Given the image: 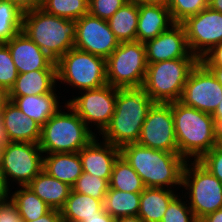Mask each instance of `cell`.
Returning a JSON list of instances; mask_svg holds the SVG:
<instances>
[{
    "mask_svg": "<svg viewBox=\"0 0 222 222\" xmlns=\"http://www.w3.org/2000/svg\"><path fill=\"white\" fill-rule=\"evenodd\" d=\"M199 222H222V208L203 217Z\"/></svg>",
    "mask_w": 222,
    "mask_h": 222,
    "instance_id": "46",
    "label": "cell"
},
{
    "mask_svg": "<svg viewBox=\"0 0 222 222\" xmlns=\"http://www.w3.org/2000/svg\"><path fill=\"white\" fill-rule=\"evenodd\" d=\"M13 188H9L5 182L4 175L0 170V202L10 198V193Z\"/></svg>",
    "mask_w": 222,
    "mask_h": 222,
    "instance_id": "43",
    "label": "cell"
},
{
    "mask_svg": "<svg viewBox=\"0 0 222 222\" xmlns=\"http://www.w3.org/2000/svg\"><path fill=\"white\" fill-rule=\"evenodd\" d=\"M138 4H162L168 5L169 0H132Z\"/></svg>",
    "mask_w": 222,
    "mask_h": 222,
    "instance_id": "50",
    "label": "cell"
},
{
    "mask_svg": "<svg viewBox=\"0 0 222 222\" xmlns=\"http://www.w3.org/2000/svg\"><path fill=\"white\" fill-rule=\"evenodd\" d=\"M9 92L0 87V115L2 114L6 104L9 102Z\"/></svg>",
    "mask_w": 222,
    "mask_h": 222,
    "instance_id": "47",
    "label": "cell"
},
{
    "mask_svg": "<svg viewBox=\"0 0 222 222\" xmlns=\"http://www.w3.org/2000/svg\"><path fill=\"white\" fill-rule=\"evenodd\" d=\"M52 209L61 210L72 187L42 170L28 185Z\"/></svg>",
    "mask_w": 222,
    "mask_h": 222,
    "instance_id": "24",
    "label": "cell"
},
{
    "mask_svg": "<svg viewBox=\"0 0 222 222\" xmlns=\"http://www.w3.org/2000/svg\"><path fill=\"white\" fill-rule=\"evenodd\" d=\"M22 31L57 62L74 47L76 20L51 15L39 7L23 13Z\"/></svg>",
    "mask_w": 222,
    "mask_h": 222,
    "instance_id": "4",
    "label": "cell"
},
{
    "mask_svg": "<svg viewBox=\"0 0 222 222\" xmlns=\"http://www.w3.org/2000/svg\"><path fill=\"white\" fill-rule=\"evenodd\" d=\"M141 193L123 192L109 188L104 199V210L113 218L138 215Z\"/></svg>",
    "mask_w": 222,
    "mask_h": 222,
    "instance_id": "29",
    "label": "cell"
},
{
    "mask_svg": "<svg viewBox=\"0 0 222 222\" xmlns=\"http://www.w3.org/2000/svg\"><path fill=\"white\" fill-rule=\"evenodd\" d=\"M41 128L39 146L43 154L75 153L89 144L97 135L65 102Z\"/></svg>",
    "mask_w": 222,
    "mask_h": 222,
    "instance_id": "5",
    "label": "cell"
},
{
    "mask_svg": "<svg viewBox=\"0 0 222 222\" xmlns=\"http://www.w3.org/2000/svg\"><path fill=\"white\" fill-rule=\"evenodd\" d=\"M104 211L101 200L71 189L65 206L61 209V218L62 222H83L84 219L96 217L97 213Z\"/></svg>",
    "mask_w": 222,
    "mask_h": 222,
    "instance_id": "26",
    "label": "cell"
},
{
    "mask_svg": "<svg viewBox=\"0 0 222 222\" xmlns=\"http://www.w3.org/2000/svg\"><path fill=\"white\" fill-rule=\"evenodd\" d=\"M57 81L80 92L107 84L106 59L75 47L57 62Z\"/></svg>",
    "mask_w": 222,
    "mask_h": 222,
    "instance_id": "8",
    "label": "cell"
},
{
    "mask_svg": "<svg viewBox=\"0 0 222 222\" xmlns=\"http://www.w3.org/2000/svg\"><path fill=\"white\" fill-rule=\"evenodd\" d=\"M182 196V197H181ZM161 222H198L185 196L179 192L169 203Z\"/></svg>",
    "mask_w": 222,
    "mask_h": 222,
    "instance_id": "35",
    "label": "cell"
},
{
    "mask_svg": "<svg viewBox=\"0 0 222 222\" xmlns=\"http://www.w3.org/2000/svg\"><path fill=\"white\" fill-rule=\"evenodd\" d=\"M18 74L7 44L0 43V87L9 92Z\"/></svg>",
    "mask_w": 222,
    "mask_h": 222,
    "instance_id": "36",
    "label": "cell"
},
{
    "mask_svg": "<svg viewBox=\"0 0 222 222\" xmlns=\"http://www.w3.org/2000/svg\"><path fill=\"white\" fill-rule=\"evenodd\" d=\"M209 7L215 11L222 13V0H210Z\"/></svg>",
    "mask_w": 222,
    "mask_h": 222,
    "instance_id": "51",
    "label": "cell"
},
{
    "mask_svg": "<svg viewBox=\"0 0 222 222\" xmlns=\"http://www.w3.org/2000/svg\"><path fill=\"white\" fill-rule=\"evenodd\" d=\"M0 222H24L17 206L10 198L0 202Z\"/></svg>",
    "mask_w": 222,
    "mask_h": 222,
    "instance_id": "39",
    "label": "cell"
},
{
    "mask_svg": "<svg viewBox=\"0 0 222 222\" xmlns=\"http://www.w3.org/2000/svg\"><path fill=\"white\" fill-rule=\"evenodd\" d=\"M18 187L15 188L14 192L10 193V199L17 206L19 215L23 221L36 220L52 209L28 186Z\"/></svg>",
    "mask_w": 222,
    "mask_h": 222,
    "instance_id": "28",
    "label": "cell"
},
{
    "mask_svg": "<svg viewBox=\"0 0 222 222\" xmlns=\"http://www.w3.org/2000/svg\"><path fill=\"white\" fill-rule=\"evenodd\" d=\"M173 24L168 5L139 4L136 40L142 43L154 39Z\"/></svg>",
    "mask_w": 222,
    "mask_h": 222,
    "instance_id": "20",
    "label": "cell"
},
{
    "mask_svg": "<svg viewBox=\"0 0 222 222\" xmlns=\"http://www.w3.org/2000/svg\"><path fill=\"white\" fill-rule=\"evenodd\" d=\"M114 222H144V221L140 216L134 215V216H122L115 218Z\"/></svg>",
    "mask_w": 222,
    "mask_h": 222,
    "instance_id": "49",
    "label": "cell"
},
{
    "mask_svg": "<svg viewBox=\"0 0 222 222\" xmlns=\"http://www.w3.org/2000/svg\"><path fill=\"white\" fill-rule=\"evenodd\" d=\"M15 4L23 12L39 8L42 0H8Z\"/></svg>",
    "mask_w": 222,
    "mask_h": 222,
    "instance_id": "41",
    "label": "cell"
},
{
    "mask_svg": "<svg viewBox=\"0 0 222 222\" xmlns=\"http://www.w3.org/2000/svg\"><path fill=\"white\" fill-rule=\"evenodd\" d=\"M129 0H89L88 13L108 21Z\"/></svg>",
    "mask_w": 222,
    "mask_h": 222,
    "instance_id": "37",
    "label": "cell"
},
{
    "mask_svg": "<svg viewBox=\"0 0 222 222\" xmlns=\"http://www.w3.org/2000/svg\"><path fill=\"white\" fill-rule=\"evenodd\" d=\"M147 64L180 58H197L191 53L184 26L173 24L154 39L145 43Z\"/></svg>",
    "mask_w": 222,
    "mask_h": 222,
    "instance_id": "16",
    "label": "cell"
},
{
    "mask_svg": "<svg viewBox=\"0 0 222 222\" xmlns=\"http://www.w3.org/2000/svg\"><path fill=\"white\" fill-rule=\"evenodd\" d=\"M67 104L77 113L84 123L100 135L110 124L115 111L117 88L106 84L96 89L79 92ZM91 126V127H90Z\"/></svg>",
    "mask_w": 222,
    "mask_h": 222,
    "instance_id": "11",
    "label": "cell"
},
{
    "mask_svg": "<svg viewBox=\"0 0 222 222\" xmlns=\"http://www.w3.org/2000/svg\"><path fill=\"white\" fill-rule=\"evenodd\" d=\"M89 0H42L40 8L57 17L78 20L88 14Z\"/></svg>",
    "mask_w": 222,
    "mask_h": 222,
    "instance_id": "32",
    "label": "cell"
},
{
    "mask_svg": "<svg viewBox=\"0 0 222 222\" xmlns=\"http://www.w3.org/2000/svg\"><path fill=\"white\" fill-rule=\"evenodd\" d=\"M198 61V58H180L150 63L142 88L155 103L179 101L187 78Z\"/></svg>",
    "mask_w": 222,
    "mask_h": 222,
    "instance_id": "6",
    "label": "cell"
},
{
    "mask_svg": "<svg viewBox=\"0 0 222 222\" xmlns=\"http://www.w3.org/2000/svg\"><path fill=\"white\" fill-rule=\"evenodd\" d=\"M214 75L216 80L222 85V67L220 66H206Z\"/></svg>",
    "mask_w": 222,
    "mask_h": 222,
    "instance_id": "48",
    "label": "cell"
},
{
    "mask_svg": "<svg viewBox=\"0 0 222 222\" xmlns=\"http://www.w3.org/2000/svg\"><path fill=\"white\" fill-rule=\"evenodd\" d=\"M222 100V85L201 62L191 70L180 102L204 113L213 114Z\"/></svg>",
    "mask_w": 222,
    "mask_h": 222,
    "instance_id": "12",
    "label": "cell"
},
{
    "mask_svg": "<svg viewBox=\"0 0 222 222\" xmlns=\"http://www.w3.org/2000/svg\"><path fill=\"white\" fill-rule=\"evenodd\" d=\"M119 43L107 21L89 13L76 20L75 48L107 59Z\"/></svg>",
    "mask_w": 222,
    "mask_h": 222,
    "instance_id": "15",
    "label": "cell"
},
{
    "mask_svg": "<svg viewBox=\"0 0 222 222\" xmlns=\"http://www.w3.org/2000/svg\"><path fill=\"white\" fill-rule=\"evenodd\" d=\"M109 189V181L92 176L89 173L82 172L81 176L76 180L72 186V190L89 195L93 198L101 200L104 203L105 195Z\"/></svg>",
    "mask_w": 222,
    "mask_h": 222,
    "instance_id": "33",
    "label": "cell"
},
{
    "mask_svg": "<svg viewBox=\"0 0 222 222\" xmlns=\"http://www.w3.org/2000/svg\"><path fill=\"white\" fill-rule=\"evenodd\" d=\"M0 142H5L3 139L2 131H1V123H0Z\"/></svg>",
    "mask_w": 222,
    "mask_h": 222,
    "instance_id": "53",
    "label": "cell"
},
{
    "mask_svg": "<svg viewBox=\"0 0 222 222\" xmlns=\"http://www.w3.org/2000/svg\"><path fill=\"white\" fill-rule=\"evenodd\" d=\"M43 170L70 187L75 184L83 172L78 152L44 154Z\"/></svg>",
    "mask_w": 222,
    "mask_h": 222,
    "instance_id": "23",
    "label": "cell"
},
{
    "mask_svg": "<svg viewBox=\"0 0 222 222\" xmlns=\"http://www.w3.org/2000/svg\"><path fill=\"white\" fill-rule=\"evenodd\" d=\"M95 137L79 152L83 172L110 181L115 161L120 156V148ZM99 141V142H98Z\"/></svg>",
    "mask_w": 222,
    "mask_h": 222,
    "instance_id": "19",
    "label": "cell"
},
{
    "mask_svg": "<svg viewBox=\"0 0 222 222\" xmlns=\"http://www.w3.org/2000/svg\"><path fill=\"white\" fill-rule=\"evenodd\" d=\"M120 155L140 176L145 187L182 190V174L186 160L179 153L131 143L120 148Z\"/></svg>",
    "mask_w": 222,
    "mask_h": 222,
    "instance_id": "2",
    "label": "cell"
},
{
    "mask_svg": "<svg viewBox=\"0 0 222 222\" xmlns=\"http://www.w3.org/2000/svg\"><path fill=\"white\" fill-rule=\"evenodd\" d=\"M57 69H40L18 74L9 96L41 95L56 92Z\"/></svg>",
    "mask_w": 222,
    "mask_h": 222,
    "instance_id": "22",
    "label": "cell"
},
{
    "mask_svg": "<svg viewBox=\"0 0 222 222\" xmlns=\"http://www.w3.org/2000/svg\"><path fill=\"white\" fill-rule=\"evenodd\" d=\"M205 66H220L222 67V42L213 46L200 59Z\"/></svg>",
    "mask_w": 222,
    "mask_h": 222,
    "instance_id": "40",
    "label": "cell"
},
{
    "mask_svg": "<svg viewBox=\"0 0 222 222\" xmlns=\"http://www.w3.org/2000/svg\"><path fill=\"white\" fill-rule=\"evenodd\" d=\"M138 144L170 153H178L171 103H154L142 125Z\"/></svg>",
    "mask_w": 222,
    "mask_h": 222,
    "instance_id": "13",
    "label": "cell"
},
{
    "mask_svg": "<svg viewBox=\"0 0 222 222\" xmlns=\"http://www.w3.org/2000/svg\"><path fill=\"white\" fill-rule=\"evenodd\" d=\"M109 188L141 193L146 187L136 171L120 155L113 165Z\"/></svg>",
    "mask_w": 222,
    "mask_h": 222,
    "instance_id": "30",
    "label": "cell"
},
{
    "mask_svg": "<svg viewBox=\"0 0 222 222\" xmlns=\"http://www.w3.org/2000/svg\"><path fill=\"white\" fill-rule=\"evenodd\" d=\"M43 155L39 144L5 142L0 170L7 186H27L43 170Z\"/></svg>",
    "mask_w": 222,
    "mask_h": 222,
    "instance_id": "10",
    "label": "cell"
},
{
    "mask_svg": "<svg viewBox=\"0 0 222 222\" xmlns=\"http://www.w3.org/2000/svg\"><path fill=\"white\" fill-rule=\"evenodd\" d=\"M155 102L140 88H117L116 106L101 140L121 148L137 143L149 109Z\"/></svg>",
    "mask_w": 222,
    "mask_h": 222,
    "instance_id": "3",
    "label": "cell"
},
{
    "mask_svg": "<svg viewBox=\"0 0 222 222\" xmlns=\"http://www.w3.org/2000/svg\"><path fill=\"white\" fill-rule=\"evenodd\" d=\"M182 186L180 192L185 196L198 222L222 208V182L198 161H186Z\"/></svg>",
    "mask_w": 222,
    "mask_h": 222,
    "instance_id": "7",
    "label": "cell"
},
{
    "mask_svg": "<svg viewBox=\"0 0 222 222\" xmlns=\"http://www.w3.org/2000/svg\"><path fill=\"white\" fill-rule=\"evenodd\" d=\"M23 11L8 0H0V43L22 31Z\"/></svg>",
    "mask_w": 222,
    "mask_h": 222,
    "instance_id": "31",
    "label": "cell"
},
{
    "mask_svg": "<svg viewBox=\"0 0 222 222\" xmlns=\"http://www.w3.org/2000/svg\"><path fill=\"white\" fill-rule=\"evenodd\" d=\"M1 131L5 142L39 144L42 126L27 117L9 101L0 115Z\"/></svg>",
    "mask_w": 222,
    "mask_h": 222,
    "instance_id": "18",
    "label": "cell"
},
{
    "mask_svg": "<svg viewBox=\"0 0 222 222\" xmlns=\"http://www.w3.org/2000/svg\"><path fill=\"white\" fill-rule=\"evenodd\" d=\"M6 44L19 74L40 69H57L56 62L23 31L18 32Z\"/></svg>",
    "mask_w": 222,
    "mask_h": 222,
    "instance_id": "17",
    "label": "cell"
},
{
    "mask_svg": "<svg viewBox=\"0 0 222 222\" xmlns=\"http://www.w3.org/2000/svg\"><path fill=\"white\" fill-rule=\"evenodd\" d=\"M24 222H62L61 210L51 209L48 213L36 220Z\"/></svg>",
    "mask_w": 222,
    "mask_h": 222,
    "instance_id": "42",
    "label": "cell"
},
{
    "mask_svg": "<svg viewBox=\"0 0 222 222\" xmlns=\"http://www.w3.org/2000/svg\"><path fill=\"white\" fill-rule=\"evenodd\" d=\"M207 7H209L208 0H169L168 3L173 22L179 24Z\"/></svg>",
    "mask_w": 222,
    "mask_h": 222,
    "instance_id": "34",
    "label": "cell"
},
{
    "mask_svg": "<svg viewBox=\"0 0 222 222\" xmlns=\"http://www.w3.org/2000/svg\"><path fill=\"white\" fill-rule=\"evenodd\" d=\"M138 16L139 4L129 0L107 21L120 43L136 41Z\"/></svg>",
    "mask_w": 222,
    "mask_h": 222,
    "instance_id": "27",
    "label": "cell"
},
{
    "mask_svg": "<svg viewBox=\"0 0 222 222\" xmlns=\"http://www.w3.org/2000/svg\"><path fill=\"white\" fill-rule=\"evenodd\" d=\"M198 162L222 182V140Z\"/></svg>",
    "mask_w": 222,
    "mask_h": 222,
    "instance_id": "38",
    "label": "cell"
},
{
    "mask_svg": "<svg viewBox=\"0 0 222 222\" xmlns=\"http://www.w3.org/2000/svg\"><path fill=\"white\" fill-rule=\"evenodd\" d=\"M113 218L108 212L104 211L103 213H97L96 217L84 219L83 222H114Z\"/></svg>",
    "mask_w": 222,
    "mask_h": 222,
    "instance_id": "44",
    "label": "cell"
},
{
    "mask_svg": "<svg viewBox=\"0 0 222 222\" xmlns=\"http://www.w3.org/2000/svg\"><path fill=\"white\" fill-rule=\"evenodd\" d=\"M146 48L139 41L119 43L106 59L107 84L115 88H140L146 71Z\"/></svg>",
    "mask_w": 222,
    "mask_h": 222,
    "instance_id": "9",
    "label": "cell"
},
{
    "mask_svg": "<svg viewBox=\"0 0 222 222\" xmlns=\"http://www.w3.org/2000/svg\"><path fill=\"white\" fill-rule=\"evenodd\" d=\"M212 117L215 121V124L217 126V129L221 132L222 134V100L219 103L218 107L216 108V110L214 111V113L212 114Z\"/></svg>",
    "mask_w": 222,
    "mask_h": 222,
    "instance_id": "45",
    "label": "cell"
},
{
    "mask_svg": "<svg viewBox=\"0 0 222 222\" xmlns=\"http://www.w3.org/2000/svg\"><path fill=\"white\" fill-rule=\"evenodd\" d=\"M177 194L176 190L146 187L141 192L138 216L144 222H161L170 201Z\"/></svg>",
    "mask_w": 222,
    "mask_h": 222,
    "instance_id": "25",
    "label": "cell"
},
{
    "mask_svg": "<svg viewBox=\"0 0 222 222\" xmlns=\"http://www.w3.org/2000/svg\"><path fill=\"white\" fill-rule=\"evenodd\" d=\"M171 110L178 153L186 161H198L222 140L211 114L180 101L171 102Z\"/></svg>",
    "mask_w": 222,
    "mask_h": 222,
    "instance_id": "1",
    "label": "cell"
},
{
    "mask_svg": "<svg viewBox=\"0 0 222 222\" xmlns=\"http://www.w3.org/2000/svg\"><path fill=\"white\" fill-rule=\"evenodd\" d=\"M9 100L27 117L43 126L59 109L60 97L56 92L41 95L9 96ZM60 103V104H59Z\"/></svg>",
    "mask_w": 222,
    "mask_h": 222,
    "instance_id": "21",
    "label": "cell"
},
{
    "mask_svg": "<svg viewBox=\"0 0 222 222\" xmlns=\"http://www.w3.org/2000/svg\"><path fill=\"white\" fill-rule=\"evenodd\" d=\"M5 142H0V166L2 162V155H3V148H4Z\"/></svg>",
    "mask_w": 222,
    "mask_h": 222,
    "instance_id": "52",
    "label": "cell"
},
{
    "mask_svg": "<svg viewBox=\"0 0 222 222\" xmlns=\"http://www.w3.org/2000/svg\"><path fill=\"white\" fill-rule=\"evenodd\" d=\"M184 26L189 49L198 59L222 42V13L210 7L188 17Z\"/></svg>",
    "mask_w": 222,
    "mask_h": 222,
    "instance_id": "14",
    "label": "cell"
}]
</instances>
